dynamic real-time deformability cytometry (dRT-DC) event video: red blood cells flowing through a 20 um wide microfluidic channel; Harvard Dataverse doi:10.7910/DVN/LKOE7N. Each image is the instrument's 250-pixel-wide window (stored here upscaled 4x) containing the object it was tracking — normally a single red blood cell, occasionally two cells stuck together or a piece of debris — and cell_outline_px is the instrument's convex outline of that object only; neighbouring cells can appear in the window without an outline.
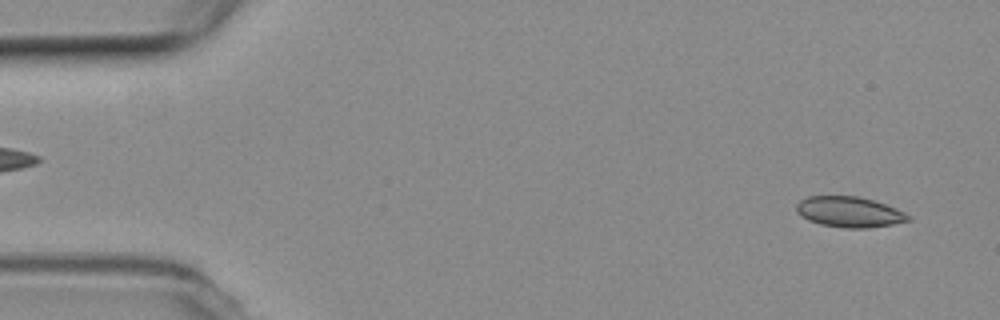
{"species": "common noctule bat (a hibernating species)", "species_latin": "Nyctalus noctula", "temperature_condition": "room temperature", "stored_images_in_passage": 16, "camera_frame_rate_fps": 3000, "um_per_image_px": 0.085, "animal": {"sex": "female", "body_mass_g": 19.3, "forearm_length_mm": 54.1}, "frame": {"image": 1, "passage_image": 3, "time_ms": 0.667, "image_size_px": [1000, 320], "cell_outline_px": [[912, 220], [892, 224], [868, 228], [844, 228], [820, 224], [808, 220], [800, 216], [796, 212], [796, 204], [800, 200], [808, 196], [856, 196], [872, 200], [896, 208], [912, 216]], "centroid_in_image_um": [72.18, 18.02], "position_along_channel_um": 12.8, "area_um2": 20.0}}
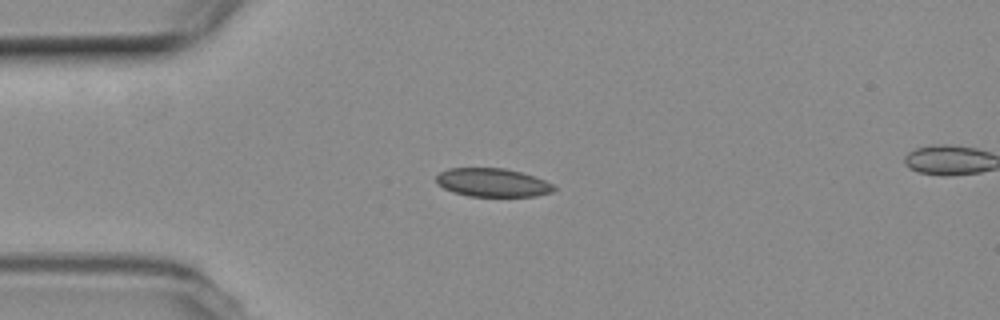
{"frame": {"image": 2, "passage_image": 13, "time_ms": 4.0, "image_size_px": [1000, 320], "cell_outline_px": [[556, 188], [552, 192], [536, 196], [468, 196], [452, 192], [436, 184], [436, 176], [440, 172], [448, 168], [504, 168], [520, 172], [544, 180], [552, 184]], "centroid_in_image_um": [41.83, 15.52], "position_along_channel_um": 43.2, "area_um2": 19.48}}